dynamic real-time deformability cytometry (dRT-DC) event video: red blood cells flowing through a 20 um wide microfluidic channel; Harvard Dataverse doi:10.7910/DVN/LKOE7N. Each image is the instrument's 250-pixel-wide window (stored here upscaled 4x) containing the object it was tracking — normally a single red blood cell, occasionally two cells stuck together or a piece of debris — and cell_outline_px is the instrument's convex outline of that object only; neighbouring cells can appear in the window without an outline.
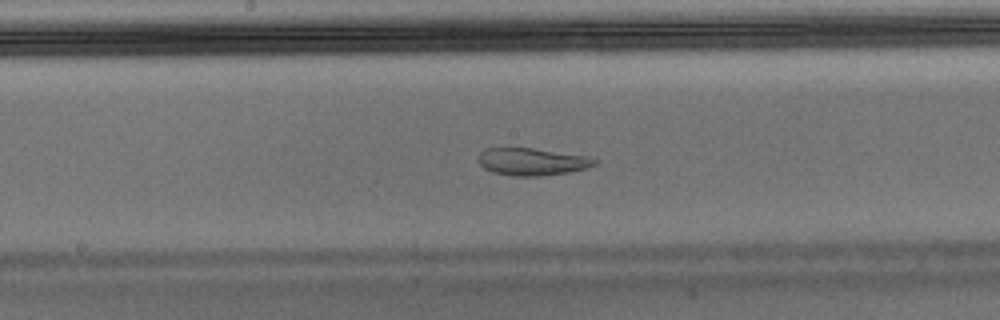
{"species": "Egyptian fruit bat (a non-hibernating species)", "species_latin": "Rousettus aegyptiacus", "temperature_condition": "warm", "stored_images_in_passage": 46, "camera_frame_rate_fps": 3000, "um_per_image_px": 0.085, "animal": {"sex": "male"}, "frame": {"image": 1, "passage_image": 24, "time_ms": 7.667, "image_size_px": [1000, 320], "cell_outline_px": [[600, 160], [596, 164], [588, 168], [568, 172], [540, 176], [512, 176], [492, 172], [484, 168], [480, 164], [480, 152], [488, 148], [532, 148], [588, 156]], "centroid_in_image_um": [45.27, 13.75], "position_along_channel_um": 202.9, "area_um2": 18.5}}
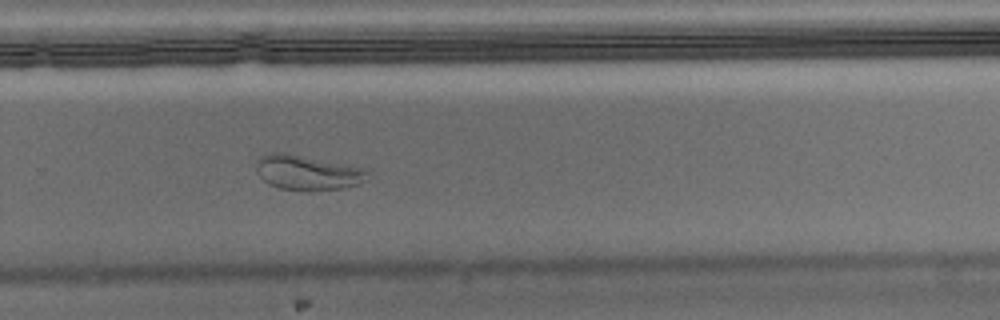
{"frame": {"image": 2, "passage_image": 31, "time_ms": 10.0, "image_size_px": [1000, 320], "cell_outline_px": [[372, 176], [368, 180], [344, 188], [308, 192], [280, 188], [268, 184], [256, 172], [256, 160], [260, 156], [272, 152], [284, 152], [368, 168], [372, 172]], "centroid_in_image_um": [26.2, 14.67], "position_along_channel_um": 303.6, "area_um2": 23.35}}
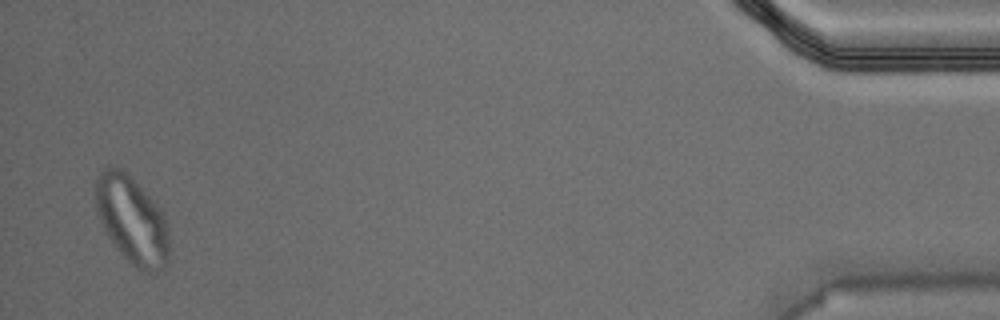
{"frame": {"image": 3, "passage_image": 45, "time_ms": 14.667, "image_size_px": [1000, 320], "cell_outline_px": [[168, 264], [156, 272], [140, 272], [124, 256], [108, 236], [104, 228], [96, 208], [96, 180], [100, 172], [104, 168], [120, 168], [160, 208], [164, 216], [168, 228]], "centroid_in_image_um": [11.24, 18.76], "position_along_channel_um": 424.0, "area_um2": 36.65}}